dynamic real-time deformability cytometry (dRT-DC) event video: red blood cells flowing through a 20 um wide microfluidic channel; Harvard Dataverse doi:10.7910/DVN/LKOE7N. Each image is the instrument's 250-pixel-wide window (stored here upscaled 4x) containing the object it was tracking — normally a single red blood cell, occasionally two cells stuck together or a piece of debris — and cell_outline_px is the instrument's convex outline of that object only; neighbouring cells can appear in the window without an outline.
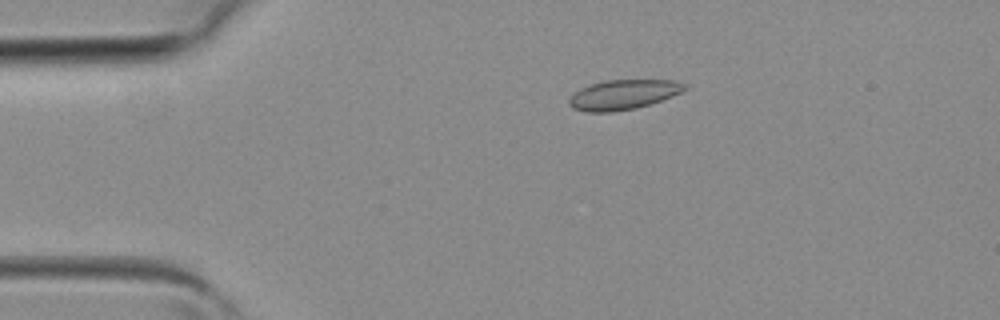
{"species": "common noctule bat (a hibernating species)", "species_latin": "Nyctalus noctula", "temperature_condition": "room temperature", "stored_images_in_passage": 5, "camera_frame_rate_fps": 3000, "um_per_image_px": 0.085, "animal": {"sex": "female", "body_mass_g": 19.3, "forearm_length_mm": 54.1}, "frame": {"image": 1, "passage_image": 3, "time_ms": 0.667, "image_size_px": [1000, 320], "cell_outline_px": [[688, 88], [672, 96], [636, 108], [612, 112], [584, 112], [572, 108], [568, 104], [568, 100], [576, 92], [592, 84], [604, 80], [676, 80], [688, 84]], "centroid_in_image_um": [53.0, 8.04], "position_along_channel_um": 32.0, "area_um2": 19.94}}